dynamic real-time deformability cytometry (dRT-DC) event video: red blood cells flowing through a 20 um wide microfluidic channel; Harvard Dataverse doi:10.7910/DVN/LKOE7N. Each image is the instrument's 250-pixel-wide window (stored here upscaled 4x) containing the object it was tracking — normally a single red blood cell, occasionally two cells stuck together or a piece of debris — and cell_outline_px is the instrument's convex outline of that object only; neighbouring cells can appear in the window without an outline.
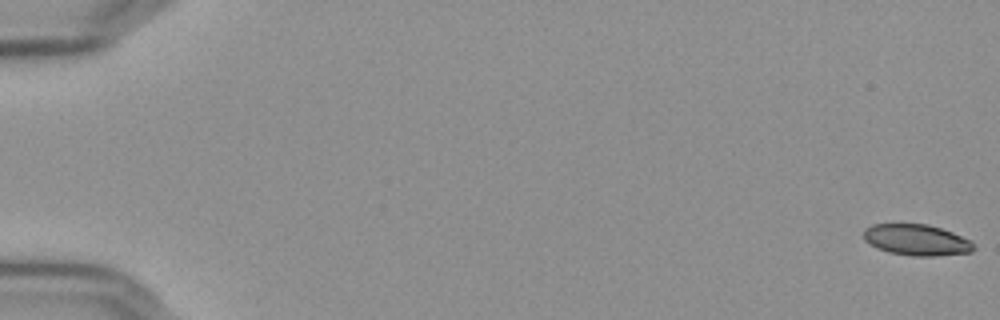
{"species": "Egyptian fruit bat (a non-hibernating species)", "species_latin": "Rousettus aegyptiacus", "temperature_condition": "cold", "stored_images_in_passage": 57, "camera_frame_rate_fps": 3000, "um_per_image_px": 0.085, "frame": {"image": 1, "passage_image": 1, "time_ms": 0.0, "image_size_px": [1000, 320], "cell_outline_px": [[976, 248], [972, 252], [936, 256], [912, 256], [888, 252], [876, 248], [864, 240], [864, 228], [872, 224], [928, 224], [952, 232], [972, 240], [976, 244]], "centroid_in_image_um": [77.94, 20.4], "position_along_channel_um": 7.1, "area_um2": 20.23}}
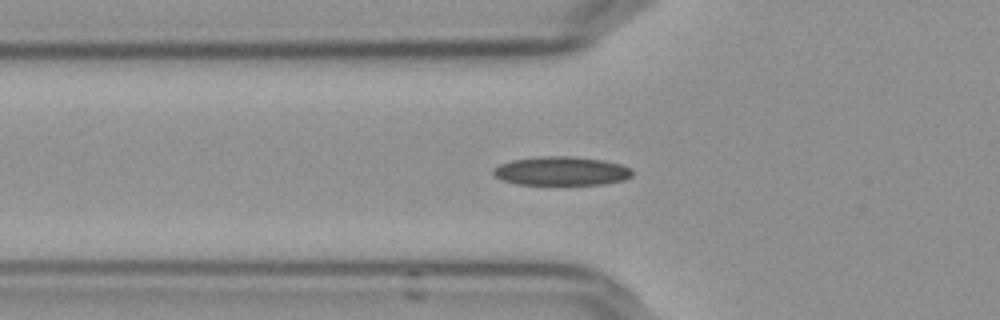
{"frame": {"image": 2, "passage_image": 21, "time_ms": 6.667, "image_size_px": [1000, 320], "cell_outline_px": [[632, 176], [624, 180], [604, 184], [516, 184], [504, 180], [496, 176], [492, 172], [492, 168], [500, 164], [512, 160], [540, 156], [572, 156], [604, 160], [620, 164], [632, 168]], "centroid_in_image_um": [47.73, 14.53], "position_along_channel_um": 78.1, "area_um2": 23.35}}
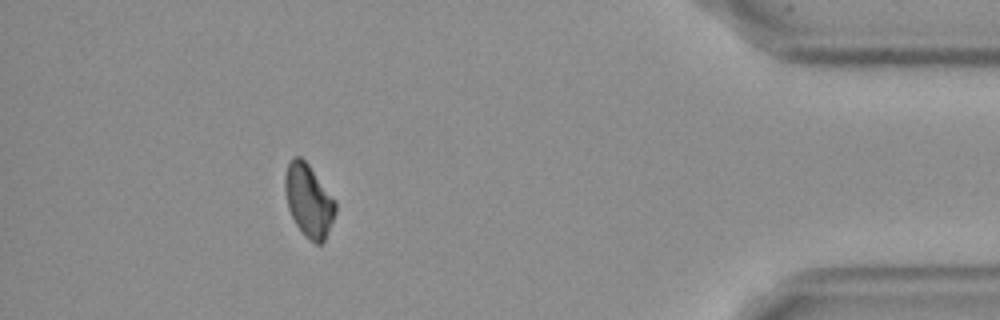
{"frame": {"image": 3, "passage_image": 52, "time_ms": 17.0, "image_size_px": [1000, 320], "cell_outline_px": [[336, 212], [328, 232], [324, 240], [320, 244], [316, 244], [304, 236], [296, 224], [288, 208], [284, 188], [284, 176], [288, 164], [292, 156], [300, 156], [308, 164], [336, 200]], "centroid_in_image_um": [26.23, 17.04], "position_along_channel_um": 409.0, "area_um2": 21.39}}